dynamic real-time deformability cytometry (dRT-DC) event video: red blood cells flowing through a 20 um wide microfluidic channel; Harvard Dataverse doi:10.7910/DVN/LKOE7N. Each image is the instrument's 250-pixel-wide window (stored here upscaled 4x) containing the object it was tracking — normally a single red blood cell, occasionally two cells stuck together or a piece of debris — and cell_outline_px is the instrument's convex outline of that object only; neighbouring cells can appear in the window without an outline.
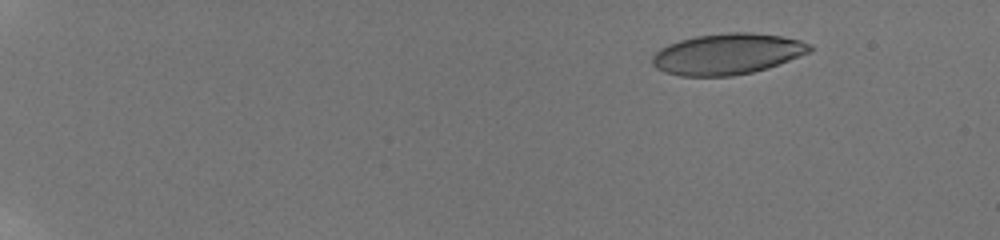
{"species": "human", "species_latin": "Homo sapiens", "temperature_condition": "room temperature", "stored_images_in_passage": 48, "camera_frame_rate_fps": 3000, "um_per_image_px": 0.085, "donor": {"sex": "male"}, "frame": {"image": 1, "passage_image": 3, "time_ms": 1.0, "image_size_px": [1000, 240], "cell_outline_px": [[812, 52], [768, 68], [752, 72], [732, 76], [680, 76], [664, 72], [656, 68], [652, 64], [652, 56], [660, 48], [668, 44], [680, 40], [696, 36], [728, 32], [752, 32], [780, 36], [800, 40], [812, 44]], "centroid_in_image_um": [61.84, 4.59], "position_along_channel_um": 23.2, "area_um2": 37.8}}
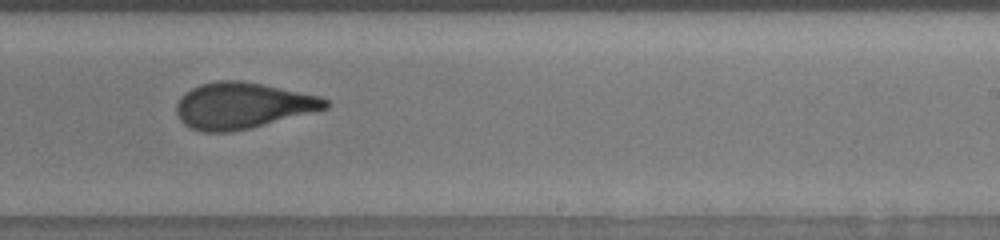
{"frame": {"image": 2, "passage_image": 32, "time_ms": 11.667, "image_size_px": [1000, 240], "cell_outline_px": [[332, 104], [328, 108], [232, 132], [200, 132], [184, 124], [180, 120], [176, 112], [176, 104], [192, 88], [200, 84], [216, 80], [240, 80], [320, 96], [328, 100]], "centroid_in_image_um": [20.6, 8.98], "position_along_channel_um": 268.4, "area_um2": 39.59}}
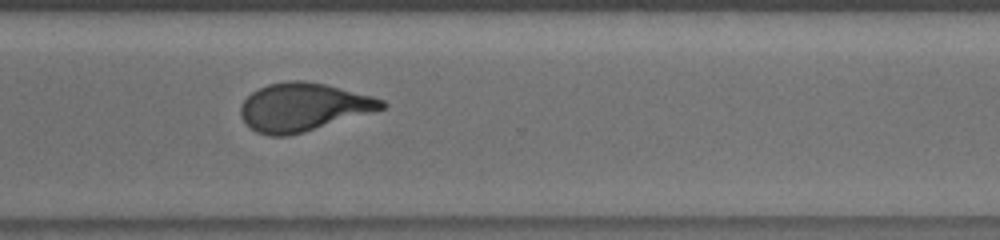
{"frame": {"image": 3, "passage_image": 38, "time_ms": 13.667, "image_size_px": [1000, 240], "cell_outline_px": [[388, 104], [384, 108], [304, 132], [288, 136], [268, 136], [256, 132], [248, 128], [240, 116], [240, 108], [244, 100], [252, 92], [268, 84], [288, 80], [304, 80], [324, 84], [372, 96], [384, 100]], "centroid_in_image_um": [25.72, 9.11], "position_along_channel_um": 344.9, "area_um2": 39.42}, "authors_computed_cell_mechanics": {"area_um2": 39.3329, "velocity_mm_per_s": 3.8214, "shape_relaxation_time_tau1_ms": 6.0965, "shape_relaxation_time_tau2_ms": 1.0714, "deformation_change_tau1": 0.218, "deformation_change_tau2": 0.0797}}